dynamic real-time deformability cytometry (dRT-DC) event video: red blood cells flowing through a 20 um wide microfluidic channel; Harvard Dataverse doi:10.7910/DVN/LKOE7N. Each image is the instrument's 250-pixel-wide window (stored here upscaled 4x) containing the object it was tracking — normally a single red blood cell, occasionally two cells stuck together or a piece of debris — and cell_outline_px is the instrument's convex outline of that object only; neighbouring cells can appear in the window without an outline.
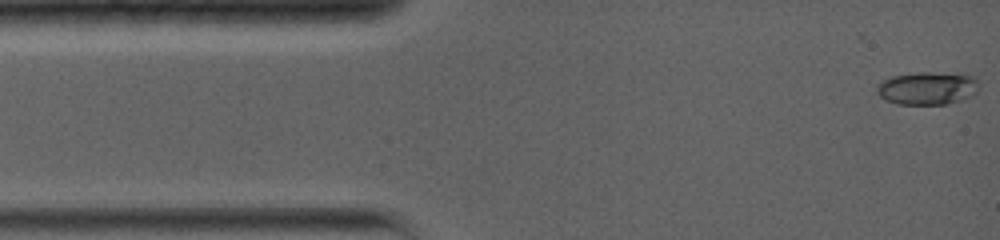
{"species": "common noctule bat (a hibernating species)", "species_latin": "Nyctalus noctula", "temperature_condition": "warm", "stored_images_in_passage": 92, "camera_frame_rate_fps": 5000, "um_per_image_px": 0.085, "animal": {"sex": "female", "body_mass_g": 19.0, "forearm_length_mm": 56.7}, "frame": {"image": 1, "passage_image": 1, "time_ms": 0.0, "image_size_px": [1000, 240], "cell_outline_px": [[976, 92], [972, 96], [960, 100], [944, 104], [896, 104], [880, 96], [876, 92], [876, 88], [884, 80], [892, 76], [920, 72], [964, 72], [972, 76], [976, 80]], "centroid_in_image_um": [78.85, 7.47], "position_along_channel_um": 6.1, "area_um2": 19.59}}
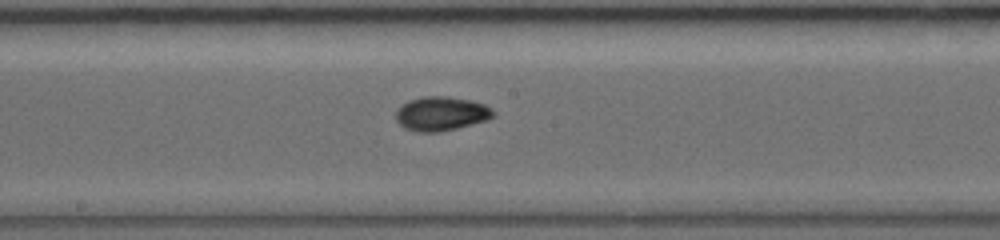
{"frame": {"image": 2, "passage_image": 46, "time_ms": 7.4, "image_size_px": [1000, 240], "cell_outline_px": [[496, 116], [488, 120], [440, 132], [420, 132], [404, 128], [396, 120], [396, 108], [400, 104], [408, 100], [424, 96], [448, 96], [472, 100], [484, 104], [492, 108], [496, 112]], "centroid_in_image_um": [37.51, 9.65], "position_along_channel_um": 210.7, "area_um2": 19.71}}
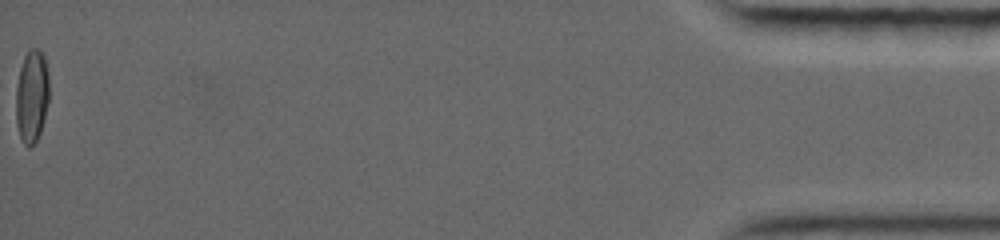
{"frame": {"image": 3, "passage_image": 92, "time_ms": 17.0, "image_size_px": [1000, 240], "cell_outline_px": [[48, 100], [44, 120], [40, 132], [36, 140], [28, 148], [24, 144], [20, 136], [16, 124], [16, 88], [20, 68], [24, 56], [28, 48], [36, 48], [44, 56], [48, 72]], "centroid_in_image_um": [2.69, 8.16], "position_along_channel_um": 432.5, "area_um2": 17.92}, "authors_computed_cell_mechanics": {"area_um2": 17.9758, "velocity_mm_per_s": 3.8068, "shape_relaxation_time_tau1_ms": 7.3092, "shape_relaxation_time_tau2_ms": null, "deformation_change_tau1": 0.1821, "deformation_change_tau2": null}}